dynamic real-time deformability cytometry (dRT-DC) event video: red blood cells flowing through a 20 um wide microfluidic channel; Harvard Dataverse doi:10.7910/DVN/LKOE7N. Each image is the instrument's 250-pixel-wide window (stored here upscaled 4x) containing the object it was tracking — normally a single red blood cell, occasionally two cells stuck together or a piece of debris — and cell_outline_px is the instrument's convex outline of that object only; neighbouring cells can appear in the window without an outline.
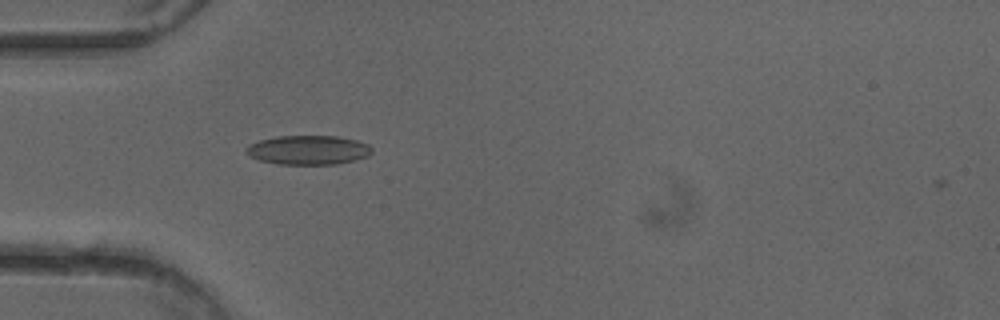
{"species": "common noctule bat (a hibernating species)", "species_latin": "Nyctalus noctula", "temperature_condition": "cold", "stored_images_in_passage": 3, "camera_frame_rate_fps": 3000, "um_per_image_px": 0.085, "animal": {"sex": "female"}, "frame": {"image": 1, "passage_image": 2, "time_ms": 0.333, "image_size_px": [1000, 320], "cell_outline_px": [[372, 152], [368, 156], [356, 160], [336, 164], [280, 164], [260, 160], [248, 156], [244, 152], [244, 148], [248, 144], [260, 140], [276, 136], [336, 136], [356, 140], [368, 144], [372, 148]], "centroid_in_image_um": [26.17, 12.75], "position_along_channel_um": 58.8, "area_um2": 21.56}}